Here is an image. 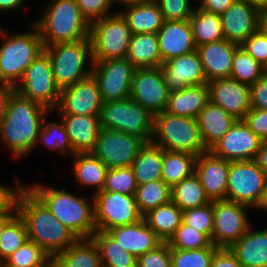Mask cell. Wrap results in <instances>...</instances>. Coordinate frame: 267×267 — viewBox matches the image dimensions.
Listing matches in <instances>:
<instances>
[{
  "label": "cell",
  "mask_w": 267,
  "mask_h": 267,
  "mask_svg": "<svg viewBox=\"0 0 267 267\" xmlns=\"http://www.w3.org/2000/svg\"><path fill=\"white\" fill-rule=\"evenodd\" d=\"M143 218L163 241L167 242L183 222V211L172 201L151 209Z\"/></svg>",
  "instance_id": "836d02e7"
},
{
  "label": "cell",
  "mask_w": 267,
  "mask_h": 267,
  "mask_svg": "<svg viewBox=\"0 0 267 267\" xmlns=\"http://www.w3.org/2000/svg\"><path fill=\"white\" fill-rule=\"evenodd\" d=\"M162 166L163 148L146 143L131 165L137 185L162 180Z\"/></svg>",
  "instance_id": "e575fe53"
},
{
  "label": "cell",
  "mask_w": 267,
  "mask_h": 267,
  "mask_svg": "<svg viewBox=\"0 0 267 267\" xmlns=\"http://www.w3.org/2000/svg\"><path fill=\"white\" fill-rule=\"evenodd\" d=\"M258 29L267 35V6L259 10V27Z\"/></svg>",
  "instance_id": "be15d7a7"
},
{
  "label": "cell",
  "mask_w": 267,
  "mask_h": 267,
  "mask_svg": "<svg viewBox=\"0 0 267 267\" xmlns=\"http://www.w3.org/2000/svg\"><path fill=\"white\" fill-rule=\"evenodd\" d=\"M72 159V172L78 187L93 189L92 195L102 191L108 167L92 153H76Z\"/></svg>",
  "instance_id": "4dcf8cb0"
},
{
  "label": "cell",
  "mask_w": 267,
  "mask_h": 267,
  "mask_svg": "<svg viewBox=\"0 0 267 267\" xmlns=\"http://www.w3.org/2000/svg\"><path fill=\"white\" fill-rule=\"evenodd\" d=\"M264 72L267 73V62L263 65Z\"/></svg>",
  "instance_id": "2644e50d"
},
{
  "label": "cell",
  "mask_w": 267,
  "mask_h": 267,
  "mask_svg": "<svg viewBox=\"0 0 267 267\" xmlns=\"http://www.w3.org/2000/svg\"><path fill=\"white\" fill-rule=\"evenodd\" d=\"M242 1L252 4L258 7L259 9L267 6V0H242Z\"/></svg>",
  "instance_id": "003e7915"
},
{
  "label": "cell",
  "mask_w": 267,
  "mask_h": 267,
  "mask_svg": "<svg viewBox=\"0 0 267 267\" xmlns=\"http://www.w3.org/2000/svg\"><path fill=\"white\" fill-rule=\"evenodd\" d=\"M209 102L207 83L185 87L170 92L165 112L173 115L197 118L200 110Z\"/></svg>",
  "instance_id": "f546056e"
},
{
  "label": "cell",
  "mask_w": 267,
  "mask_h": 267,
  "mask_svg": "<svg viewBox=\"0 0 267 267\" xmlns=\"http://www.w3.org/2000/svg\"><path fill=\"white\" fill-rule=\"evenodd\" d=\"M257 166L267 175V140H264L254 159Z\"/></svg>",
  "instance_id": "94428289"
},
{
  "label": "cell",
  "mask_w": 267,
  "mask_h": 267,
  "mask_svg": "<svg viewBox=\"0 0 267 267\" xmlns=\"http://www.w3.org/2000/svg\"><path fill=\"white\" fill-rule=\"evenodd\" d=\"M171 200L182 211L210 202L195 172L171 188Z\"/></svg>",
  "instance_id": "f35d334b"
},
{
  "label": "cell",
  "mask_w": 267,
  "mask_h": 267,
  "mask_svg": "<svg viewBox=\"0 0 267 267\" xmlns=\"http://www.w3.org/2000/svg\"><path fill=\"white\" fill-rule=\"evenodd\" d=\"M237 119L210 101L200 110L197 122L205 148L209 150L235 124Z\"/></svg>",
  "instance_id": "83f0119b"
},
{
  "label": "cell",
  "mask_w": 267,
  "mask_h": 267,
  "mask_svg": "<svg viewBox=\"0 0 267 267\" xmlns=\"http://www.w3.org/2000/svg\"><path fill=\"white\" fill-rule=\"evenodd\" d=\"M76 153H92L100 127V117L84 114H58Z\"/></svg>",
  "instance_id": "484cf974"
},
{
  "label": "cell",
  "mask_w": 267,
  "mask_h": 267,
  "mask_svg": "<svg viewBox=\"0 0 267 267\" xmlns=\"http://www.w3.org/2000/svg\"><path fill=\"white\" fill-rule=\"evenodd\" d=\"M240 47L262 65L267 62V35L263 34L259 29L244 41Z\"/></svg>",
  "instance_id": "f5cc1de1"
},
{
  "label": "cell",
  "mask_w": 267,
  "mask_h": 267,
  "mask_svg": "<svg viewBox=\"0 0 267 267\" xmlns=\"http://www.w3.org/2000/svg\"><path fill=\"white\" fill-rule=\"evenodd\" d=\"M243 267H267V228L247 232L230 248Z\"/></svg>",
  "instance_id": "f1b7e54d"
},
{
  "label": "cell",
  "mask_w": 267,
  "mask_h": 267,
  "mask_svg": "<svg viewBox=\"0 0 267 267\" xmlns=\"http://www.w3.org/2000/svg\"><path fill=\"white\" fill-rule=\"evenodd\" d=\"M262 142L244 120H237L209 151L230 162L254 160Z\"/></svg>",
  "instance_id": "ac0fdd59"
},
{
  "label": "cell",
  "mask_w": 267,
  "mask_h": 267,
  "mask_svg": "<svg viewBox=\"0 0 267 267\" xmlns=\"http://www.w3.org/2000/svg\"><path fill=\"white\" fill-rule=\"evenodd\" d=\"M82 15L91 24L92 22L113 14L115 5L112 0H76Z\"/></svg>",
  "instance_id": "f907efd6"
},
{
  "label": "cell",
  "mask_w": 267,
  "mask_h": 267,
  "mask_svg": "<svg viewBox=\"0 0 267 267\" xmlns=\"http://www.w3.org/2000/svg\"><path fill=\"white\" fill-rule=\"evenodd\" d=\"M135 199L139 213L144 216L171 200V188L163 180L151 181L137 186Z\"/></svg>",
  "instance_id": "ab89813d"
},
{
  "label": "cell",
  "mask_w": 267,
  "mask_h": 267,
  "mask_svg": "<svg viewBox=\"0 0 267 267\" xmlns=\"http://www.w3.org/2000/svg\"><path fill=\"white\" fill-rule=\"evenodd\" d=\"M91 239L98 247L102 267H137V258L123 250L107 232L97 230Z\"/></svg>",
  "instance_id": "8d00e7d4"
},
{
  "label": "cell",
  "mask_w": 267,
  "mask_h": 267,
  "mask_svg": "<svg viewBox=\"0 0 267 267\" xmlns=\"http://www.w3.org/2000/svg\"><path fill=\"white\" fill-rule=\"evenodd\" d=\"M114 5H116L118 3L119 4H122V5H126V4H129V3H136V2H140L142 0H112Z\"/></svg>",
  "instance_id": "a7ac6f4b"
},
{
  "label": "cell",
  "mask_w": 267,
  "mask_h": 267,
  "mask_svg": "<svg viewBox=\"0 0 267 267\" xmlns=\"http://www.w3.org/2000/svg\"><path fill=\"white\" fill-rule=\"evenodd\" d=\"M44 52L50 58L54 80L60 90L91 76L93 59L90 37L44 47Z\"/></svg>",
  "instance_id": "52a82bcc"
},
{
  "label": "cell",
  "mask_w": 267,
  "mask_h": 267,
  "mask_svg": "<svg viewBox=\"0 0 267 267\" xmlns=\"http://www.w3.org/2000/svg\"><path fill=\"white\" fill-rule=\"evenodd\" d=\"M40 267H54L52 261L49 259L43 266Z\"/></svg>",
  "instance_id": "89a4df30"
},
{
  "label": "cell",
  "mask_w": 267,
  "mask_h": 267,
  "mask_svg": "<svg viewBox=\"0 0 267 267\" xmlns=\"http://www.w3.org/2000/svg\"><path fill=\"white\" fill-rule=\"evenodd\" d=\"M26 0H0V12H15L24 5ZM23 4V5H22Z\"/></svg>",
  "instance_id": "6125c7cd"
},
{
  "label": "cell",
  "mask_w": 267,
  "mask_h": 267,
  "mask_svg": "<svg viewBox=\"0 0 267 267\" xmlns=\"http://www.w3.org/2000/svg\"><path fill=\"white\" fill-rule=\"evenodd\" d=\"M146 143L139 136L100 128L92 154L108 169L131 166Z\"/></svg>",
  "instance_id": "9a60e30c"
},
{
  "label": "cell",
  "mask_w": 267,
  "mask_h": 267,
  "mask_svg": "<svg viewBox=\"0 0 267 267\" xmlns=\"http://www.w3.org/2000/svg\"><path fill=\"white\" fill-rule=\"evenodd\" d=\"M47 5L39 20L32 22L39 29L44 47L90 37L91 24L76 0H50Z\"/></svg>",
  "instance_id": "277c9868"
},
{
  "label": "cell",
  "mask_w": 267,
  "mask_h": 267,
  "mask_svg": "<svg viewBox=\"0 0 267 267\" xmlns=\"http://www.w3.org/2000/svg\"><path fill=\"white\" fill-rule=\"evenodd\" d=\"M137 186L133 168L125 166L107 170L102 191L135 195Z\"/></svg>",
  "instance_id": "7dc6e473"
},
{
  "label": "cell",
  "mask_w": 267,
  "mask_h": 267,
  "mask_svg": "<svg viewBox=\"0 0 267 267\" xmlns=\"http://www.w3.org/2000/svg\"><path fill=\"white\" fill-rule=\"evenodd\" d=\"M214 210L212 244L218 248H231L252 225L244 204L219 200L212 201Z\"/></svg>",
  "instance_id": "5bb4252c"
},
{
  "label": "cell",
  "mask_w": 267,
  "mask_h": 267,
  "mask_svg": "<svg viewBox=\"0 0 267 267\" xmlns=\"http://www.w3.org/2000/svg\"><path fill=\"white\" fill-rule=\"evenodd\" d=\"M137 267H172L171 249L167 242H162L155 249L137 258Z\"/></svg>",
  "instance_id": "816d5d0a"
},
{
  "label": "cell",
  "mask_w": 267,
  "mask_h": 267,
  "mask_svg": "<svg viewBox=\"0 0 267 267\" xmlns=\"http://www.w3.org/2000/svg\"><path fill=\"white\" fill-rule=\"evenodd\" d=\"M49 259L50 256L40 246L27 240L1 264V267H40Z\"/></svg>",
  "instance_id": "ee69618b"
},
{
  "label": "cell",
  "mask_w": 267,
  "mask_h": 267,
  "mask_svg": "<svg viewBox=\"0 0 267 267\" xmlns=\"http://www.w3.org/2000/svg\"><path fill=\"white\" fill-rule=\"evenodd\" d=\"M103 102L98 83L89 76L73 85L62 88L54 114H84L100 117Z\"/></svg>",
  "instance_id": "e0dca14e"
},
{
  "label": "cell",
  "mask_w": 267,
  "mask_h": 267,
  "mask_svg": "<svg viewBox=\"0 0 267 267\" xmlns=\"http://www.w3.org/2000/svg\"><path fill=\"white\" fill-rule=\"evenodd\" d=\"M169 94L161 66L135 69L130 91L134 102L155 115L165 111Z\"/></svg>",
  "instance_id": "2e32d148"
},
{
  "label": "cell",
  "mask_w": 267,
  "mask_h": 267,
  "mask_svg": "<svg viewBox=\"0 0 267 267\" xmlns=\"http://www.w3.org/2000/svg\"><path fill=\"white\" fill-rule=\"evenodd\" d=\"M199 9L221 15L235 0H199Z\"/></svg>",
  "instance_id": "680465c9"
},
{
  "label": "cell",
  "mask_w": 267,
  "mask_h": 267,
  "mask_svg": "<svg viewBox=\"0 0 267 267\" xmlns=\"http://www.w3.org/2000/svg\"><path fill=\"white\" fill-rule=\"evenodd\" d=\"M48 117L44 118L40 133L37 138V146L42 142L43 146L51 149V151H60L62 156L70 155L73 157L75 152L70 143L66 128L60 118L59 121H46ZM41 141V142H40Z\"/></svg>",
  "instance_id": "60d3db41"
},
{
  "label": "cell",
  "mask_w": 267,
  "mask_h": 267,
  "mask_svg": "<svg viewBox=\"0 0 267 267\" xmlns=\"http://www.w3.org/2000/svg\"><path fill=\"white\" fill-rule=\"evenodd\" d=\"M167 243L170 249L178 250L207 248L212 244L211 240L203 232L186 225L184 222L176 229Z\"/></svg>",
  "instance_id": "f6af8a7d"
},
{
  "label": "cell",
  "mask_w": 267,
  "mask_h": 267,
  "mask_svg": "<svg viewBox=\"0 0 267 267\" xmlns=\"http://www.w3.org/2000/svg\"><path fill=\"white\" fill-rule=\"evenodd\" d=\"M12 90V86L0 82V123L5 117L7 97Z\"/></svg>",
  "instance_id": "91938a15"
},
{
  "label": "cell",
  "mask_w": 267,
  "mask_h": 267,
  "mask_svg": "<svg viewBox=\"0 0 267 267\" xmlns=\"http://www.w3.org/2000/svg\"><path fill=\"white\" fill-rule=\"evenodd\" d=\"M151 143L164 150L186 152L195 156L207 152L197 118L169 114L154 115Z\"/></svg>",
  "instance_id": "8992f818"
},
{
  "label": "cell",
  "mask_w": 267,
  "mask_h": 267,
  "mask_svg": "<svg viewBox=\"0 0 267 267\" xmlns=\"http://www.w3.org/2000/svg\"><path fill=\"white\" fill-rule=\"evenodd\" d=\"M119 12L127 21L133 34H157L164 19L159 4L155 0L129 3Z\"/></svg>",
  "instance_id": "4316f807"
},
{
  "label": "cell",
  "mask_w": 267,
  "mask_h": 267,
  "mask_svg": "<svg viewBox=\"0 0 267 267\" xmlns=\"http://www.w3.org/2000/svg\"><path fill=\"white\" fill-rule=\"evenodd\" d=\"M214 210L212 201L195 208L183 211V222L186 225L203 232L212 242Z\"/></svg>",
  "instance_id": "c3c4849f"
},
{
  "label": "cell",
  "mask_w": 267,
  "mask_h": 267,
  "mask_svg": "<svg viewBox=\"0 0 267 267\" xmlns=\"http://www.w3.org/2000/svg\"><path fill=\"white\" fill-rule=\"evenodd\" d=\"M156 35L162 64L171 58L188 54L197 49L189 20H164Z\"/></svg>",
  "instance_id": "603a6c76"
},
{
  "label": "cell",
  "mask_w": 267,
  "mask_h": 267,
  "mask_svg": "<svg viewBox=\"0 0 267 267\" xmlns=\"http://www.w3.org/2000/svg\"><path fill=\"white\" fill-rule=\"evenodd\" d=\"M240 45L226 39L197 47L206 80L230 78L234 53Z\"/></svg>",
  "instance_id": "cb8c5ba5"
},
{
  "label": "cell",
  "mask_w": 267,
  "mask_h": 267,
  "mask_svg": "<svg viewBox=\"0 0 267 267\" xmlns=\"http://www.w3.org/2000/svg\"><path fill=\"white\" fill-rule=\"evenodd\" d=\"M263 73V65L239 46L234 53L230 78L251 86Z\"/></svg>",
  "instance_id": "7bdbcfd3"
},
{
  "label": "cell",
  "mask_w": 267,
  "mask_h": 267,
  "mask_svg": "<svg viewBox=\"0 0 267 267\" xmlns=\"http://www.w3.org/2000/svg\"><path fill=\"white\" fill-rule=\"evenodd\" d=\"M50 260L54 267H102L98 247L91 238L78 239Z\"/></svg>",
  "instance_id": "1f68e13d"
},
{
  "label": "cell",
  "mask_w": 267,
  "mask_h": 267,
  "mask_svg": "<svg viewBox=\"0 0 267 267\" xmlns=\"http://www.w3.org/2000/svg\"><path fill=\"white\" fill-rule=\"evenodd\" d=\"M251 108L267 110V73L250 86Z\"/></svg>",
  "instance_id": "9f6ffc18"
},
{
  "label": "cell",
  "mask_w": 267,
  "mask_h": 267,
  "mask_svg": "<svg viewBox=\"0 0 267 267\" xmlns=\"http://www.w3.org/2000/svg\"><path fill=\"white\" fill-rule=\"evenodd\" d=\"M126 58L138 68H154L162 65L156 34H133Z\"/></svg>",
  "instance_id": "d6a6232c"
},
{
  "label": "cell",
  "mask_w": 267,
  "mask_h": 267,
  "mask_svg": "<svg viewBox=\"0 0 267 267\" xmlns=\"http://www.w3.org/2000/svg\"><path fill=\"white\" fill-rule=\"evenodd\" d=\"M17 211L25 222L28 240L40 246L50 257L67 250L78 240L28 187L19 196Z\"/></svg>",
  "instance_id": "7a4b0ae2"
},
{
  "label": "cell",
  "mask_w": 267,
  "mask_h": 267,
  "mask_svg": "<svg viewBox=\"0 0 267 267\" xmlns=\"http://www.w3.org/2000/svg\"><path fill=\"white\" fill-rule=\"evenodd\" d=\"M196 47L225 39L219 14L195 8L189 19Z\"/></svg>",
  "instance_id": "d590c367"
},
{
  "label": "cell",
  "mask_w": 267,
  "mask_h": 267,
  "mask_svg": "<svg viewBox=\"0 0 267 267\" xmlns=\"http://www.w3.org/2000/svg\"><path fill=\"white\" fill-rule=\"evenodd\" d=\"M96 230L107 232L118 226L137 223L139 213L135 195L100 191L93 195Z\"/></svg>",
  "instance_id": "7c38bea8"
},
{
  "label": "cell",
  "mask_w": 267,
  "mask_h": 267,
  "mask_svg": "<svg viewBox=\"0 0 267 267\" xmlns=\"http://www.w3.org/2000/svg\"><path fill=\"white\" fill-rule=\"evenodd\" d=\"M211 267H243L230 248H219L211 261Z\"/></svg>",
  "instance_id": "6f0895ef"
},
{
  "label": "cell",
  "mask_w": 267,
  "mask_h": 267,
  "mask_svg": "<svg viewBox=\"0 0 267 267\" xmlns=\"http://www.w3.org/2000/svg\"><path fill=\"white\" fill-rule=\"evenodd\" d=\"M52 111L23 97L14 89L7 97L6 113L0 123V141L19 160L34 151L44 118Z\"/></svg>",
  "instance_id": "6da1fadb"
},
{
  "label": "cell",
  "mask_w": 267,
  "mask_h": 267,
  "mask_svg": "<svg viewBox=\"0 0 267 267\" xmlns=\"http://www.w3.org/2000/svg\"><path fill=\"white\" fill-rule=\"evenodd\" d=\"M135 69L127 58L93 60L91 75L98 83L103 103L130 98Z\"/></svg>",
  "instance_id": "4fadbf2b"
},
{
  "label": "cell",
  "mask_w": 267,
  "mask_h": 267,
  "mask_svg": "<svg viewBox=\"0 0 267 267\" xmlns=\"http://www.w3.org/2000/svg\"><path fill=\"white\" fill-rule=\"evenodd\" d=\"M107 233L123 250L128 251L136 258L155 249L163 242L148 226L144 218L131 225L115 227Z\"/></svg>",
  "instance_id": "d4e9b609"
},
{
  "label": "cell",
  "mask_w": 267,
  "mask_h": 267,
  "mask_svg": "<svg viewBox=\"0 0 267 267\" xmlns=\"http://www.w3.org/2000/svg\"><path fill=\"white\" fill-rule=\"evenodd\" d=\"M258 211H267V183L265 185V188L263 190L262 197L260 199V202L258 203L257 207L255 208ZM266 210V211H265Z\"/></svg>",
  "instance_id": "03108f58"
},
{
  "label": "cell",
  "mask_w": 267,
  "mask_h": 267,
  "mask_svg": "<svg viewBox=\"0 0 267 267\" xmlns=\"http://www.w3.org/2000/svg\"><path fill=\"white\" fill-rule=\"evenodd\" d=\"M267 183V175L254 160L232 161L227 178L226 200L255 209Z\"/></svg>",
  "instance_id": "8fae6325"
},
{
  "label": "cell",
  "mask_w": 267,
  "mask_h": 267,
  "mask_svg": "<svg viewBox=\"0 0 267 267\" xmlns=\"http://www.w3.org/2000/svg\"><path fill=\"white\" fill-rule=\"evenodd\" d=\"M18 213H0V235L5 226L17 215Z\"/></svg>",
  "instance_id": "e7e4bbea"
},
{
  "label": "cell",
  "mask_w": 267,
  "mask_h": 267,
  "mask_svg": "<svg viewBox=\"0 0 267 267\" xmlns=\"http://www.w3.org/2000/svg\"><path fill=\"white\" fill-rule=\"evenodd\" d=\"M230 161L216 157L209 150L196 156L195 173L210 201L226 200Z\"/></svg>",
  "instance_id": "7402d4cb"
},
{
  "label": "cell",
  "mask_w": 267,
  "mask_h": 267,
  "mask_svg": "<svg viewBox=\"0 0 267 267\" xmlns=\"http://www.w3.org/2000/svg\"><path fill=\"white\" fill-rule=\"evenodd\" d=\"M133 33L119 11L91 23L92 59L126 58Z\"/></svg>",
  "instance_id": "9c48e42d"
},
{
  "label": "cell",
  "mask_w": 267,
  "mask_h": 267,
  "mask_svg": "<svg viewBox=\"0 0 267 267\" xmlns=\"http://www.w3.org/2000/svg\"><path fill=\"white\" fill-rule=\"evenodd\" d=\"M27 187L78 239H90L97 231L93 197L90 202L85 197L69 193L65 188L60 190L37 181Z\"/></svg>",
  "instance_id": "3957f363"
},
{
  "label": "cell",
  "mask_w": 267,
  "mask_h": 267,
  "mask_svg": "<svg viewBox=\"0 0 267 267\" xmlns=\"http://www.w3.org/2000/svg\"><path fill=\"white\" fill-rule=\"evenodd\" d=\"M209 101L224 109L237 120H243L251 109L250 86L232 78L216 79L207 83Z\"/></svg>",
  "instance_id": "d6986e66"
},
{
  "label": "cell",
  "mask_w": 267,
  "mask_h": 267,
  "mask_svg": "<svg viewBox=\"0 0 267 267\" xmlns=\"http://www.w3.org/2000/svg\"><path fill=\"white\" fill-rule=\"evenodd\" d=\"M154 115L131 98L104 102L100 127L139 136L147 143L153 135Z\"/></svg>",
  "instance_id": "ba28073f"
},
{
  "label": "cell",
  "mask_w": 267,
  "mask_h": 267,
  "mask_svg": "<svg viewBox=\"0 0 267 267\" xmlns=\"http://www.w3.org/2000/svg\"><path fill=\"white\" fill-rule=\"evenodd\" d=\"M14 184L12 187L0 184V213H18V199L27 186H23L19 180Z\"/></svg>",
  "instance_id": "db71d44e"
},
{
  "label": "cell",
  "mask_w": 267,
  "mask_h": 267,
  "mask_svg": "<svg viewBox=\"0 0 267 267\" xmlns=\"http://www.w3.org/2000/svg\"><path fill=\"white\" fill-rule=\"evenodd\" d=\"M243 120L262 141L267 140V110L251 108Z\"/></svg>",
  "instance_id": "11a10c76"
},
{
  "label": "cell",
  "mask_w": 267,
  "mask_h": 267,
  "mask_svg": "<svg viewBox=\"0 0 267 267\" xmlns=\"http://www.w3.org/2000/svg\"><path fill=\"white\" fill-rule=\"evenodd\" d=\"M28 240L24 220L17 214L0 235V265Z\"/></svg>",
  "instance_id": "b9f144b4"
},
{
  "label": "cell",
  "mask_w": 267,
  "mask_h": 267,
  "mask_svg": "<svg viewBox=\"0 0 267 267\" xmlns=\"http://www.w3.org/2000/svg\"><path fill=\"white\" fill-rule=\"evenodd\" d=\"M162 11L163 19L168 21L189 20L193 13L191 0H155Z\"/></svg>",
  "instance_id": "681fc988"
},
{
  "label": "cell",
  "mask_w": 267,
  "mask_h": 267,
  "mask_svg": "<svg viewBox=\"0 0 267 267\" xmlns=\"http://www.w3.org/2000/svg\"><path fill=\"white\" fill-rule=\"evenodd\" d=\"M13 89L50 111L57 107L61 90L55 83L51 61L45 52L25 70L23 78Z\"/></svg>",
  "instance_id": "30bf717a"
},
{
  "label": "cell",
  "mask_w": 267,
  "mask_h": 267,
  "mask_svg": "<svg viewBox=\"0 0 267 267\" xmlns=\"http://www.w3.org/2000/svg\"><path fill=\"white\" fill-rule=\"evenodd\" d=\"M196 156L163 149L162 180L172 188L195 172Z\"/></svg>",
  "instance_id": "74e56055"
},
{
  "label": "cell",
  "mask_w": 267,
  "mask_h": 267,
  "mask_svg": "<svg viewBox=\"0 0 267 267\" xmlns=\"http://www.w3.org/2000/svg\"><path fill=\"white\" fill-rule=\"evenodd\" d=\"M26 33L0 31V82L13 88L23 78L25 70L44 52L39 29L30 22Z\"/></svg>",
  "instance_id": "5b68a950"
},
{
  "label": "cell",
  "mask_w": 267,
  "mask_h": 267,
  "mask_svg": "<svg viewBox=\"0 0 267 267\" xmlns=\"http://www.w3.org/2000/svg\"><path fill=\"white\" fill-rule=\"evenodd\" d=\"M161 68L169 92L208 83L197 50L171 58Z\"/></svg>",
  "instance_id": "ffe728a7"
},
{
  "label": "cell",
  "mask_w": 267,
  "mask_h": 267,
  "mask_svg": "<svg viewBox=\"0 0 267 267\" xmlns=\"http://www.w3.org/2000/svg\"><path fill=\"white\" fill-rule=\"evenodd\" d=\"M219 248L211 244L207 248L194 250L171 249L172 267H211L214 253Z\"/></svg>",
  "instance_id": "bcb514c9"
},
{
  "label": "cell",
  "mask_w": 267,
  "mask_h": 267,
  "mask_svg": "<svg viewBox=\"0 0 267 267\" xmlns=\"http://www.w3.org/2000/svg\"><path fill=\"white\" fill-rule=\"evenodd\" d=\"M259 8L242 0L233 4L220 15L226 40L241 45L259 27Z\"/></svg>",
  "instance_id": "44dd1931"
}]
</instances>
